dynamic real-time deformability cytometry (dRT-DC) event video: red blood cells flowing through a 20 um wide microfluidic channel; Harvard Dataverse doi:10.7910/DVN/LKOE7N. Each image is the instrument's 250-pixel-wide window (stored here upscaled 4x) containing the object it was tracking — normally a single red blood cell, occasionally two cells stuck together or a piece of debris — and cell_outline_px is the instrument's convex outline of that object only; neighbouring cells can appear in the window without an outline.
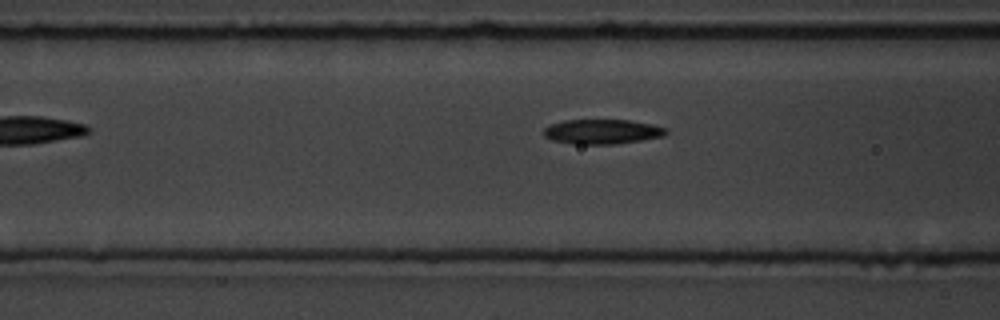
{"species": "common noctule bat (a hibernating species)", "species_latin": "Nyctalus noctula", "temperature_condition": "room temperature", "stored_images_in_passage": 7, "camera_frame_rate_fps": 3000, "um_per_image_px": 0.085, "animal": {"sex": "male", "body_mass_g": 19.5, "forearm_length_mm": 54.6}, "frame": {"image": 1, "passage_image": 7, "time_ms": 6.667, "image_size_px": [1000, 320], "cell_outline_px": [[668, 132], [664, 136], [644, 140], [616, 144], [576, 144], [552, 140], [544, 136], [544, 128], [548, 124], [564, 120], [628, 120], [652, 124], [668, 128]], "centroid_in_image_um": [51.2, 11.19], "position_along_channel_um": 115.4, "area_um2": 17.8}}